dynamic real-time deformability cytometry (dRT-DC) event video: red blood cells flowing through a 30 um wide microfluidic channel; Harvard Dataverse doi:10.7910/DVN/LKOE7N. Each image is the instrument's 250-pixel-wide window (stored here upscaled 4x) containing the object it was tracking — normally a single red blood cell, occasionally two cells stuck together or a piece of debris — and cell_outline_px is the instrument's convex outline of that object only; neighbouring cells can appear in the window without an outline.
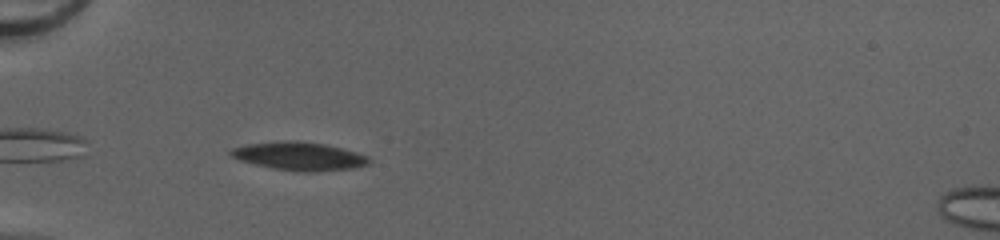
{"species": "common noctule bat (a hibernating species)", "species_latin": "Nyctalus noctula", "temperature_condition": "cold", "stored_images_in_passage": 37, "camera_frame_rate_fps": 3000, "um_per_image_px": 0.085, "animal": {"sex": "female", "body_mass_g": 20.0, "forearm_length_mm": 54.0}, "frame": {"image": 1, "passage_image": 2, "time_ms": 0.333, "image_size_px": [1000, 240], "cell_outline_px": [[372, 160], [368, 164], [352, 168], [316, 172], [296, 172], [272, 168], [240, 160], [232, 156], [228, 152], [232, 148], [248, 144], [284, 140], [292, 140], [324, 144], [356, 152], [368, 156]], "centroid_in_image_um": [25.44, 13.28], "position_along_channel_um": 59.6, "area_um2": 22.72}}
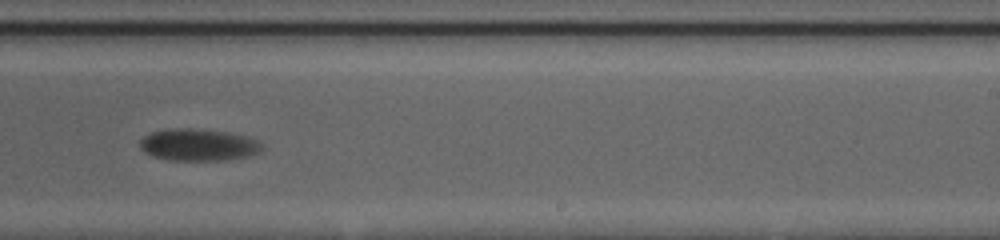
{"frame": {"image": 2, "passage_image": 19, "time_ms": 6.0, "image_size_px": [1000, 240], "cell_outline_px": [[260, 152], [248, 156], [224, 160], [172, 160], [156, 156], [144, 152], [140, 148], [140, 140], [144, 136], [152, 132], [168, 128], [192, 128], [228, 132], [248, 136], [256, 140], [260, 144]], "centroid_in_image_um": [16.84, 12.3], "position_along_channel_um": 272.2, "area_um2": 22.6}}
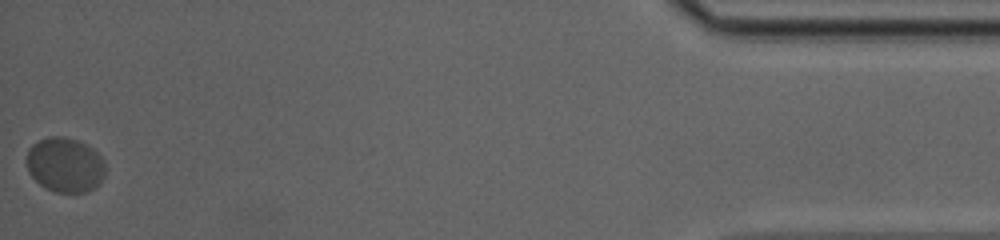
{"frame": {"image": 3, "passage_image": 37, "time_ms": 12.0, "image_size_px": [1000, 240], "cell_outline_px": [[104, 176], [100, 184], [88, 192], [56, 192], [40, 184], [28, 172], [28, 148], [32, 144], [48, 136], [64, 136], [88, 144], [100, 156], [104, 164]], "centroid_in_image_um": [5.54, 14.0], "position_along_channel_um": 429.7, "area_um2": 25.03}, "authors_computed_cell_mechanics": {"area_um2": 23.3512, "velocity_mm_per_s": 3.9858, "shape_relaxation_time_tau1_ms": 3.6875, "shape_relaxation_time_tau2_ms": null, "deformation_change_tau1": 0.0881, "deformation_change_tau2": null}}